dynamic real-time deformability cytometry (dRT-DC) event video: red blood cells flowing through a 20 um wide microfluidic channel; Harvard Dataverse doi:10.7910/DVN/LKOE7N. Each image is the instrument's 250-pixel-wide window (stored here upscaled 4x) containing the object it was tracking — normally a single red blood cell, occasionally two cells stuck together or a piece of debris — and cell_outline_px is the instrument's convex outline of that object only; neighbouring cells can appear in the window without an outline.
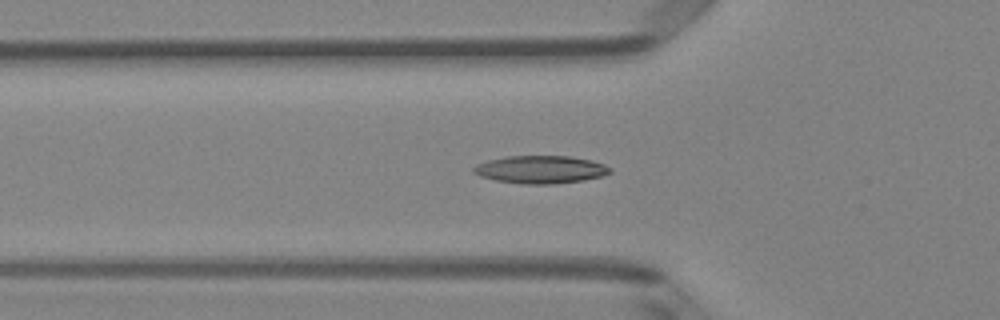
{"species": "Egyptian fruit bat (a non-hibernating species)", "species_latin": "Rousettus aegyptiacus", "temperature_condition": "room temperature", "stored_images_in_passage": 44, "camera_frame_rate_fps": 3000, "um_per_image_px": 0.085, "animal": {"sex": "female"}, "frame": {"image": 1, "passage_image": 10, "time_ms": 3.0, "image_size_px": [1000, 320], "cell_outline_px": [[612, 172], [600, 176], [584, 180], [556, 184], [520, 184], [496, 180], [480, 176], [472, 172], [472, 168], [476, 164], [488, 160], [508, 156], [572, 156], [592, 160], [604, 164], [612, 168]], "centroid_in_image_um": [45.95, 14.41], "position_along_channel_um": 79.8, "area_um2": 22.25}}
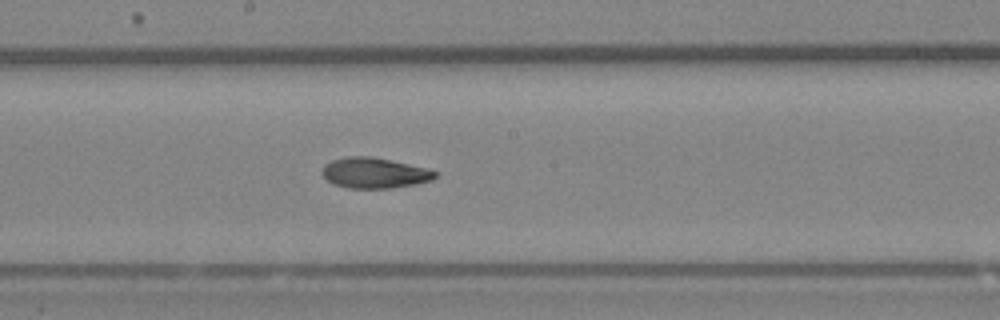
{"frame": {"image": 2, "passage_image": 20, "time_ms": 6.333, "image_size_px": [1000, 320], "cell_outline_px": [[440, 172], [432, 180], [416, 184], [392, 188], [348, 188], [332, 184], [320, 172], [324, 164], [332, 160], [348, 156], [372, 156], [428, 168]], "centroid_in_image_um": [31.84, 14.7], "position_along_channel_um": 216.4, "area_um2": 20.35}}
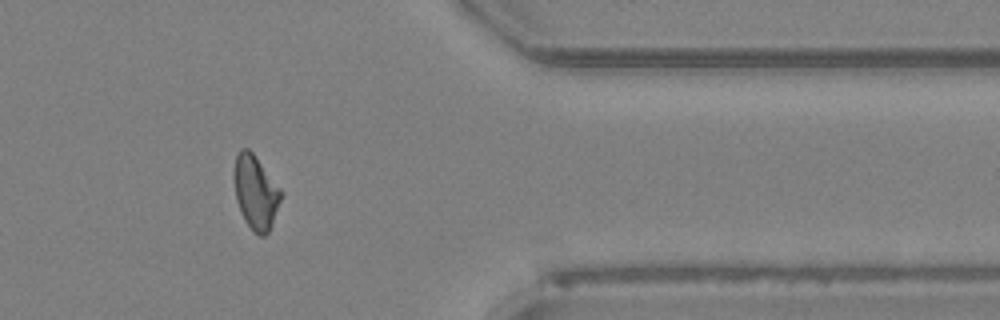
{"frame": {"image": 3, "passage_image": 34, "time_ms": 11.0, "image_size_px": [1000, 320], "cell_outline_px": [[284, 192], [272, 224], [268, 232], [264, 236], [260, 236], [244, 220], [236, 200], [232, 172], [236, 156], [240, 148], [248, 148], [252, 152]], "centroid_in_image_um": [21.72, 16.31], "position_along_channel_um": 389.7, "area_um2": 20.29}, "authors_computed_cell_mechanics": {"area_um2": 20.4034, "velocity_mm_per_s": 4.0874, "shape_relaxation_time_tau1_ms": 5.6442, "shape_relaxation_time_tau2_ms": 3.661, "deformation_change_tau1": 0.1593, "deformation_change_tau2": 0.1014}}